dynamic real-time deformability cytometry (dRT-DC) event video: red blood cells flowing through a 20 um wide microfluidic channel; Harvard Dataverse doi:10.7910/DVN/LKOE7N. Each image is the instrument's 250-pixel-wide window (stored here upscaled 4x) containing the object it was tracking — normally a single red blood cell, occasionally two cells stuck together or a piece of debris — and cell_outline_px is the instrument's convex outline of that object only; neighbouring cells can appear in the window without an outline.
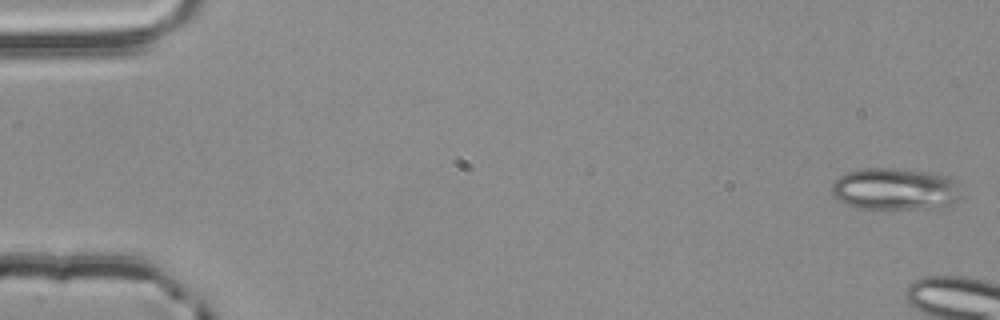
{"species": "common noctule bat (a hibernating species)", "species_latin": "Nyctalus noctula", "temperature_condition": "room temperature", "stored_images_in_passage": 4, "camera_frame_rate_fps": 3000, "um_per_image_px": 0.085, "animal": {"sex": "male", "body_mass_g": 20.4}, "frame": {"image": 1, "passage_image": 1, "time_ms": 0.0, "image_size_px": [1000, 320], "cell_outline_px": [[960, 196], [948, 208], [852, 208], [840, 200], [832, 192], [832, 184], [840, 176], [848, 172], [864, 168], [892, 168], [936, 172], [948, 176], [952, 180]], "centroid_in_image_um": [76.09, 16.07], "position_along_channel_um": 8.9, "area_um2": 31.56}}